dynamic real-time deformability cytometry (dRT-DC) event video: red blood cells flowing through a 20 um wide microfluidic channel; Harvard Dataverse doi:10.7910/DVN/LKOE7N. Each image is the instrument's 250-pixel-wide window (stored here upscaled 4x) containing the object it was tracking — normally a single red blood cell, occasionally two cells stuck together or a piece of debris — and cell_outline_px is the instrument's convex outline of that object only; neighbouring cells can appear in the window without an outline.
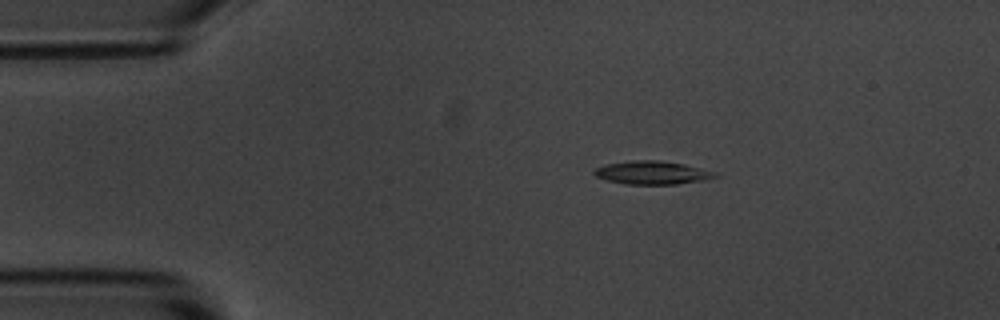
{"species": "common noctule bat (a hibernating species)", "species_latin": "Nyctalus noctula", "temperature_condition": "room temperature", "stored_images_in_passage": 7, "camera_frame_rate_fps": 3000, "um_per_image_px": 0.085, "animal": {"sex": "male", "body_mass_g": 20.1, "forearm_length_mm": 53.5}, "frame": {"image": 1, "passage_image": 2, "time_ms": 1.0, "image_size_px": [1000, 320], "cell_outline_px": [[720, 176], [708, 180], [676, 184], [624, 184], [608, 180], [596, 176], [592, 172], [596, 168], [604, 164], [632, 160], [660, 160], [684, 164], [720, 172]], "centroid_in_image_um": [55.52, 14.67], "position_along_channel_um": 29.5, "area_um2": 16.7}}
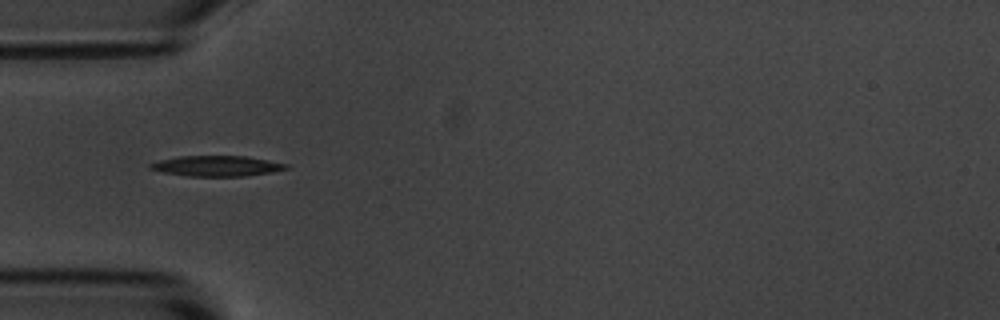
{"frame": {"image": 2, "passage_image": 4, "time_ms": 3.333, "image_size_px": [1000, 320], "cell_outline_px": [[288, 168], [272, 172], [244, 176], [188, 176], [164, 172], [148, 168], [148, 164], [160, 160], [180, 156], [248, 156], [288, 164]], "centroid_in_image_um": [18.43, 14.1], "position_along_channel_um": 66.6, "area_um2": 16.13}}
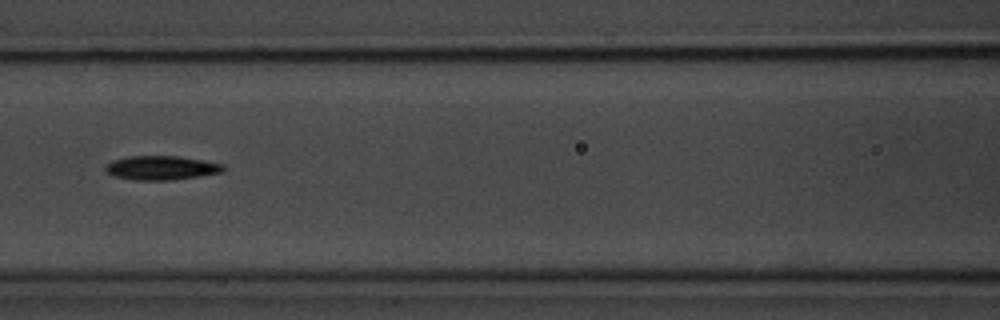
{"frame": {"image": 3, "passage_image": 6, "time_ms": 5.667, "image_size_px": [1000, 320], "cell_outline_px": [[224, 172], [200, 176], [172, 180], [136, 180], [112, 176], [104, 168], [112, 160], [128, 156], [176, 156], [224, 164]], "centroid_in_image_um": [13.71, 14.27], "position_along_channel_um": 152.9, "area_um2": 16.47}}